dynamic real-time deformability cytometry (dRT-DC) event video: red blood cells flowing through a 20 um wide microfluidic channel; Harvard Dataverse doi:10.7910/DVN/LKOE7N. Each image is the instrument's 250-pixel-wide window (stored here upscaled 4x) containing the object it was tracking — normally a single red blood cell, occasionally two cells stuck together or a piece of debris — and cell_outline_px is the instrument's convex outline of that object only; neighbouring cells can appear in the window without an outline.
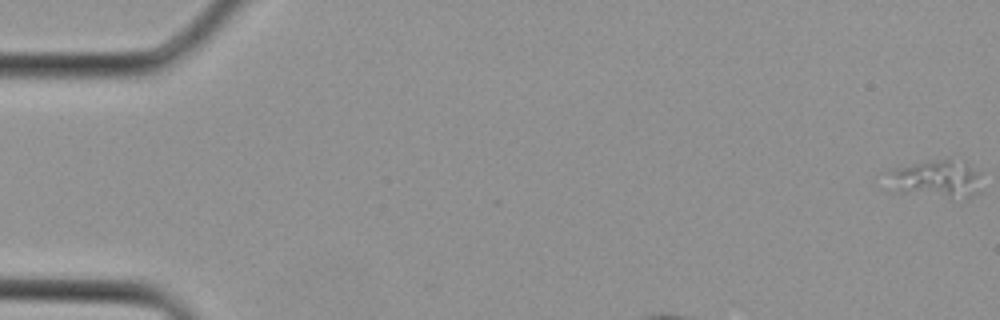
{"species": "Egyptian fruit bat (a non-hibernating species)", "species_latin": "Rousettus aegyptiacus", "temperature_condition": "cold", "stored_images_in_passage": 4, "camera_frame_rate_fps": 3000, "um_per_image_px": 0.085, "animal": {"sex": "female"}, "frame": {"image": 1, "passage_image": 1, "time_ms": 0.0, "image_size_px": [1000, 320], "cell_outline_px": [[976, 176], [972, 192], [964, 196], [904, 188], [888, 172], [888, 168], [928, 160], [952, 160], [968, 168]], "centroid_in_image_um": [79.51, 15.04], "position_along_channel_um": 5.5, "area_um2": 16.53}}
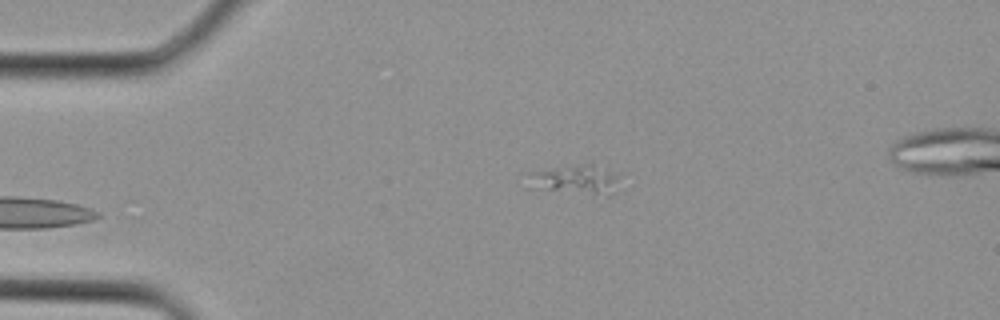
{"frame": {"image": 2, "passage_image": 3, "time_ms": 0.667, "image_size_px": [1000, 320], "cell_outline_px": [[620, 176], [608, 196], [604, 196], [548, 188], [524, 172], [588, 164], [592, 164]], "centroid_in_image_um": [49.1, 15.23], "position_along_channel_um": 35.9, "area_um2": 13.87}}